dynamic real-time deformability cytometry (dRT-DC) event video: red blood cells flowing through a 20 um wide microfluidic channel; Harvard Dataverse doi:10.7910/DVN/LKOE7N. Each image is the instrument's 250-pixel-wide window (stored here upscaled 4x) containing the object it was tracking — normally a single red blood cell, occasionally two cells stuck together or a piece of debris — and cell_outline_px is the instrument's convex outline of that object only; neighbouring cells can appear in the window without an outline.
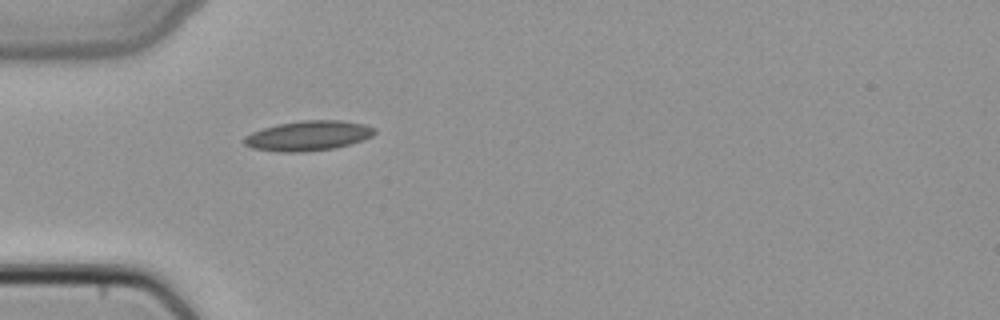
{"species": "common noctule bat (a hibernating species)", "species_latin": "Nyctalus noctula", "temperature_condition": "cold", "stored_images_in_passage": 1, "camera_frame_rate_fps": 3000, "um_per_image_px": 0.085, "animal": {"sex": "female", "body_mass_g": 22.7, "forearm_length_mm": 54.2}, "frame": {"image": 1, "passage_image": 1, "time_ms": 0.0, "image_size_px": [1000, 320], "cell_outline_px": [[376, 132], [372, 136], [336, 148], [304, 152], [280, 152], [252, 148], [244, 144], [244, 136], [252, 132], [276, 124], [300, 120], [340, 120], [364, 124], [376, 128]], "centroid_in_image_um": [26.18, 11.53], "position_along_channel_um": 58.8, "area_um2": 22.77}}